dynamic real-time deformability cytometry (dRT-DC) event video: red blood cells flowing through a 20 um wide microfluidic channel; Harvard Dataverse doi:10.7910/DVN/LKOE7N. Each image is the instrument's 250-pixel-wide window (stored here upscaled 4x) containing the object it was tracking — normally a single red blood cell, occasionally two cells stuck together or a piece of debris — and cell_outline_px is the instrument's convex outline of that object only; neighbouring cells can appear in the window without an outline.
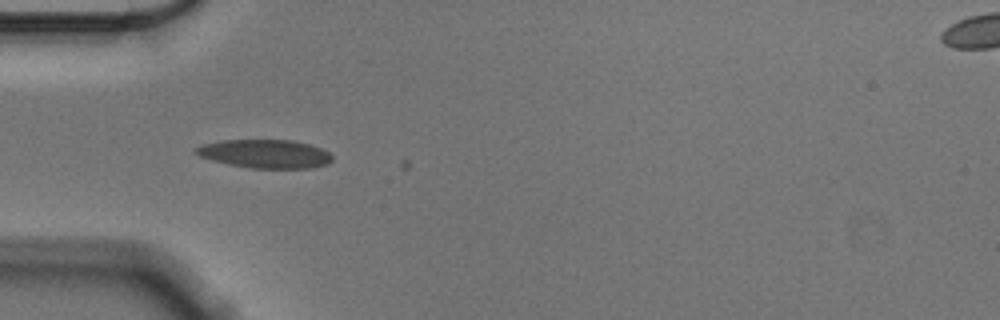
{"species": "Egyptian fruit bat (a non-hibernating species)", "species_latin": "Rousettus aegyptiacus", "temperature_condition": "cold", "stored_images_in_passage": 4, "camera_frame_rate_fps": 3000, "um_per_image_px": 0.085, "animal": {"sex": "male"}, "frame": {"image": 1, "passage_image": 2, "time_ms": 0.333, "image_size_px": [1000, 320], "cell_outline_px": [[332, 160], [328, 164], [308, 168], [248, 168], [228, 164], [212, 160], [200, 156], [192, 152], [196, 148], [204, 144], [224, 140], [292, 140], [308, 144], [320, 148], [328, 152], [332, 156]], "centroid_in_image_um": [22.52, 13.08], "position_along_channel_um": 62.5, "area_um2": 22.54}}